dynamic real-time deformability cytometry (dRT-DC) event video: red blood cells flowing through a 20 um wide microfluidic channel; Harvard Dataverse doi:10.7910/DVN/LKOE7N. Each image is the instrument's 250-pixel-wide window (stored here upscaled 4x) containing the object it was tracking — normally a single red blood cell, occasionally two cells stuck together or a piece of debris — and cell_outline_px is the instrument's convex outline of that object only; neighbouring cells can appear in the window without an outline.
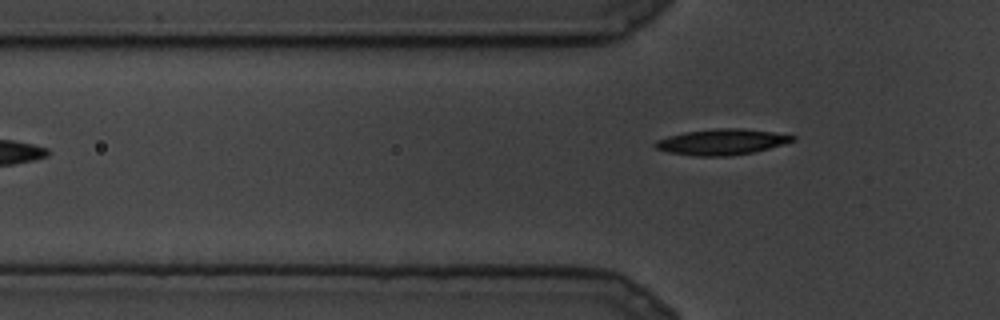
{"species": "common noctule bat (a hibernating species)", "species_latin": "Nyctalus noctula", "temperature_condition": "cold", "stored_images_in_passage": 7, "camera_frame_rate_fps": 3000, "um_per_image_px": 0.085, "animal": {"sex": "male", "body_mass_g": 19.5, "forearm_length_mm": 54.6}, "frame": {"image": 1, "passage_image": 7, "time_ms": 2.0, "image_size_px": [1000, 320], "cell_outline_px": [[796, 140], [768, 148], [752, 152], [728, 156], [696, 156], [668, 152], [656, 148], [652, 144], [656, 140], [668, 136], [684, 132], [716, 128], [740, 128], [772, 132], [796, 136]], "centroid_in_image_um": [61.31, 12.06], "position_along_channel_um": 64.5, "area_um2": 20.52}}